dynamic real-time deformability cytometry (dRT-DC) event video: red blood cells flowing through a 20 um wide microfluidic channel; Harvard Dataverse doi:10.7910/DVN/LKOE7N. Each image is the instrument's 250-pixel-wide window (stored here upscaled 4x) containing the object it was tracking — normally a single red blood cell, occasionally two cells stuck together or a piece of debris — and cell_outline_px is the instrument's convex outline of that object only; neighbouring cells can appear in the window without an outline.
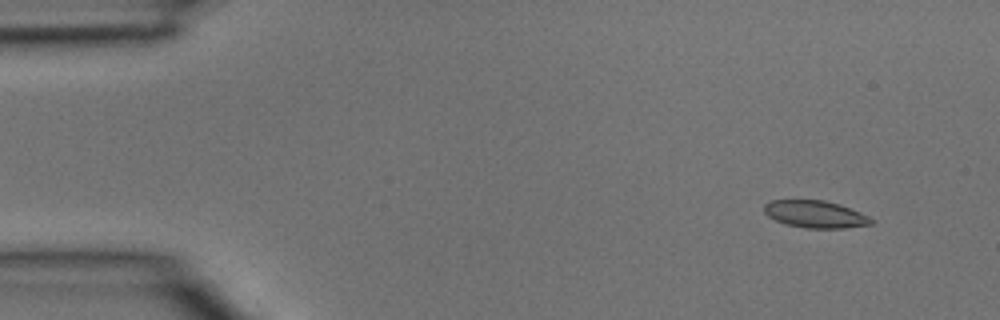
{"species": "common noctule bat (a hibernating species)", "species_latin": "Nyctalus noctula", "temperature_condition": "room temperature", "stored_images_in_passage": 3, "camera_frame_rate_fps": 3000, "um_per_image_px": 0.085, "animal": {"sex": "male", "body_mass_g": 15.6}, "frame": {"image": 1, "passage_image": 1, "time_ms": 0.0, "image_size_px": [1000, 320], "cell_outline_px": [[872, 224], [844, 228], [804, 228], [788, 224], [776, 220], [768, 216], [764, 212], [764, 204], [772, 200], [824, 200], [840, 204], [860, 212], [868, 216], [872, 220]], "centroid_in_image_um": [69.29, 18.2], "position_along_channel_um": 15.7, "area_um2": 16.88}}
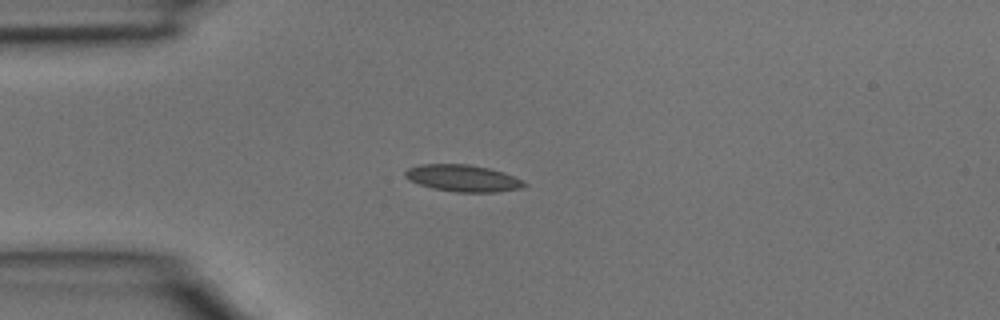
{"frame": {"image": 2, "passage_image": 3, "time_ms": 0.667, "image_size_px": [1000, 320], "cell_outline_px": [[528, 184], [520, 188], [496, 192], [456, 192], [432, 188], [408, 180], [404, 176], [404, 172], [408, 168], [420, 164], [468, 164], [488, 168], [504, 172]], "centroid_in_image_um": [39.3, 15.14], "position_along_channel_um": 45.7, "area_um2": 18.5}}